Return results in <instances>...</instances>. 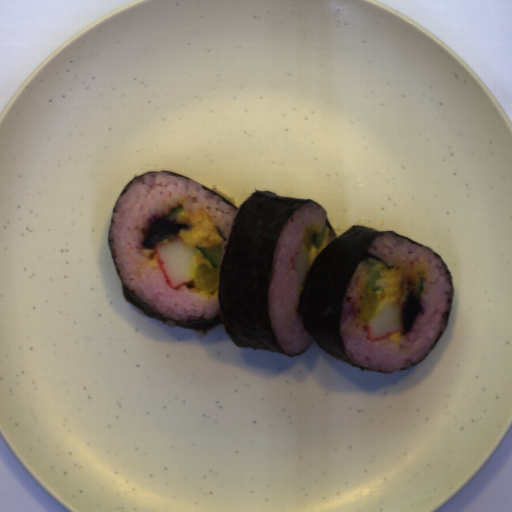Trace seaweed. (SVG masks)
Masks as SVG:
<instances>
[{
    "label": "seaweed",
    "instance_id": "seaweed-1",
    "mask_svg": "<svg viewBox=\"0 0 512 512\" xmlns=\"http://www.w3.org/2000/svg\"><path fill=\"white\" fill-rule=\"evenodd\" d=\"M150 174H172L190 179L169 170H154L137 175L121 189L114 203L107 238L125 300L148 317L163 323L190 329L201 335H207L209 330L218 324H223L225 335L239 348H253L283 354L268 316L267 289L273 276L275 247L293 212L311 202L324 209L327 214L326 209L320 203L311 200L283 197L275 192L259 189L248 196L237 208L220 193L196 181L204 189L218 195L222 202L234 208V224L218 275V315L202 320H173L157 313L124 285L109 245L113 212L120 196L127 192L139 177ZM326 224L336 239L324 247L309 268L304 280L299 303L303 322L314 339L311 345L315 342L334 358L354 368L372 371L351 363L344 356L339 327L341 304L358 264H371L373 259L385 265L368 251L375 238L384 233L397 234L431 252L444 265L445 263L429 247L390 230L352 225L346 232L337 236L328 215ZM447 272L451 279V289L445 319L435 344L422 361L434 350L450 317L454 291L448 269Z\"/></svg>",
    "mask_w": 512,
    "mask_h": 512
}]
</instances>
